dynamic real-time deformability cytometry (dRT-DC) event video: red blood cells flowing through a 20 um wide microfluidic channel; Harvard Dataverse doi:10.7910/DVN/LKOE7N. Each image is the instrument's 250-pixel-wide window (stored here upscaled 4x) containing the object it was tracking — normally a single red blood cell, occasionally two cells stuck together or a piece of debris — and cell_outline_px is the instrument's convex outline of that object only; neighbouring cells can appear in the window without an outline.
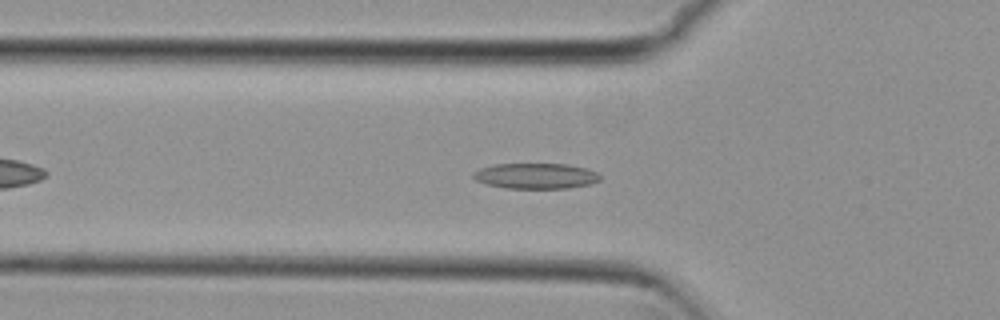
{"species": "common noctule bat (a hibernating species)", "species_latin": "Nyctalus noctula", "temperature_condition": "cold", "stored_images_in_passage": 46, "camera_frame_rate_fps": 3000, "um_per_image_px": 0.085, "animal": {"sex": "female", "body_mass_g": 29.2, "forearm_length_mm": 56.3}, "frame": {"image": 1, "passage_image": 10, "time_ms": 3.0, "image_size_px": [1000, 320], "cell_outline_px": [[600, 180], [592, 184], [568, 188], [504, 188], [488, 184], [476, 180], [472, 176], [472, 172], [480, 168], [496, 164], [568, 164], [588, 168], [596, 172], [600, 176]], "centroid_in_image_um": [45.56, 14.95], "position_along_channel_um": 80.2, "area_um2": 18.96}}
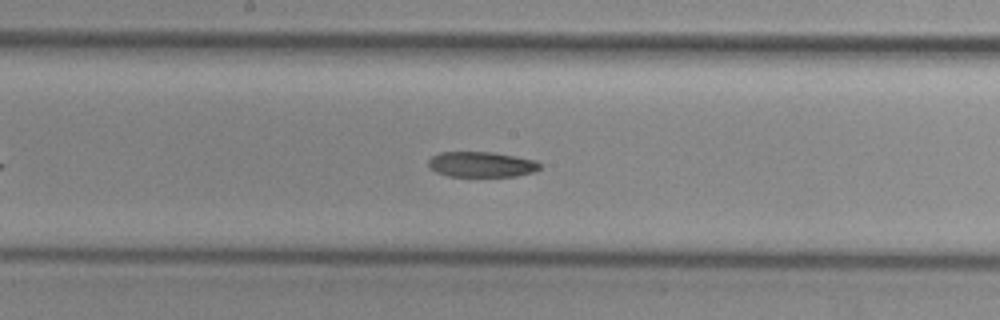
{"frame": {"image": 2, "passage_image": 20, "time_ms": 6.333, "image_size_px": [1000, 320], "cell_outline_px": [[540, 168], [536, 172], [516, 176], [448, 176], [436, 172], [428, 164], [428, 160], [432, 156], [440, 152], [496, 152], [536, 160], [540, 164]], "centroid_in_image_um": [40.96, 13.97], "position_along_channel_um": 207.2, "area_um2": 16.59}}
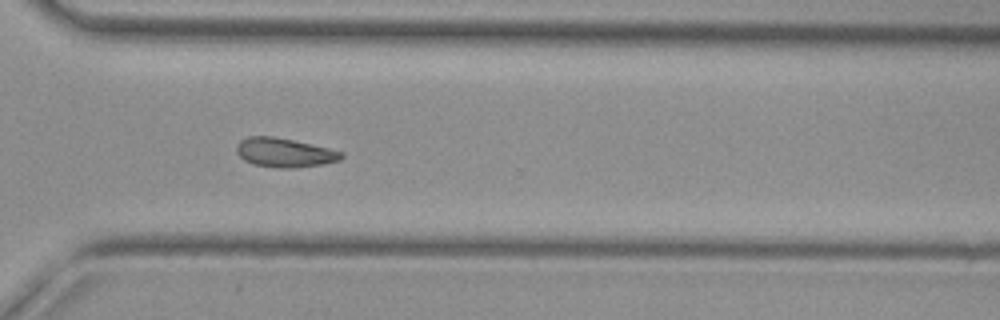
{"frame": {"image": 3, "passage_image": 31, "time_ms": 10.0, "image_size_px": [1000, 320], "cell_outline_px": [[344, 156], [340, 160], [324, 164], [292, 168], [276, 168], [252, 164], [244, 160], [236, 152], [236, 144], [240, 140], [248, 136], [272, 136], [312, 144], [344, 152]], "centroid_in_image_um": [24.17, 12.97], "position_along_channel_um": 346.4, "area_um2": 17.92}}